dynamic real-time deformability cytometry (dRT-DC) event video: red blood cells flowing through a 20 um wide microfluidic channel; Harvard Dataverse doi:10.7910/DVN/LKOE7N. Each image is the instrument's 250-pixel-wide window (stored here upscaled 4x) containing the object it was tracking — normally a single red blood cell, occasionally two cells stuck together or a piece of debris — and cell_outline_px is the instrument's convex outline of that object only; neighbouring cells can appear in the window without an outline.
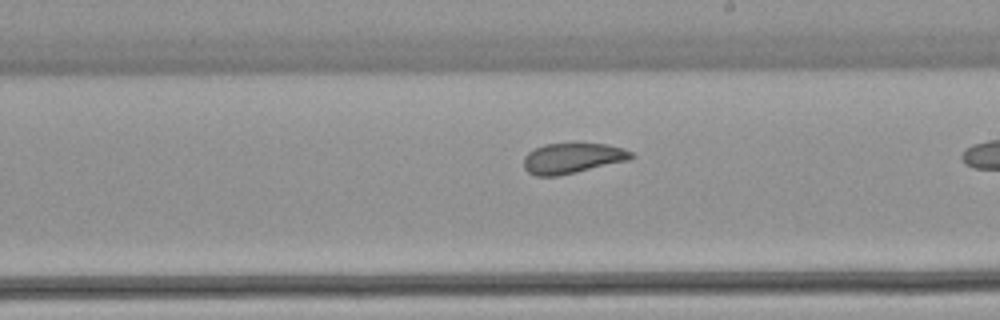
{"species": "common noctule bat (a hibernating species)", "species_latin": "Nyctalus noctula", "temperature_condition": "warm", "stored_images_in_passage": 27, "camera_frame_rate_fps": 3000, "um_per_image_px": 0.085, "animal": {"sex": "female", "body_mass_g": 22.7, "forearm_length_mm": 54.2}, "frame": {"image": 1, "passage_image": 20, "time_ms": 6.333, "image_size_px": [1000, 320], "cell_outline_px": [[636, 156], [628, 160], [576, 172], [556, 176], [536, 176], [528, 172], [524, 168], [524, 156], [528, 152], [544, 144], [604, 144], [624, 148], [632, 152]], "centroid_in_image_um": [48.65, 13.45], "position_along_channel_um": 240.4, "area_um2": 18.84}}